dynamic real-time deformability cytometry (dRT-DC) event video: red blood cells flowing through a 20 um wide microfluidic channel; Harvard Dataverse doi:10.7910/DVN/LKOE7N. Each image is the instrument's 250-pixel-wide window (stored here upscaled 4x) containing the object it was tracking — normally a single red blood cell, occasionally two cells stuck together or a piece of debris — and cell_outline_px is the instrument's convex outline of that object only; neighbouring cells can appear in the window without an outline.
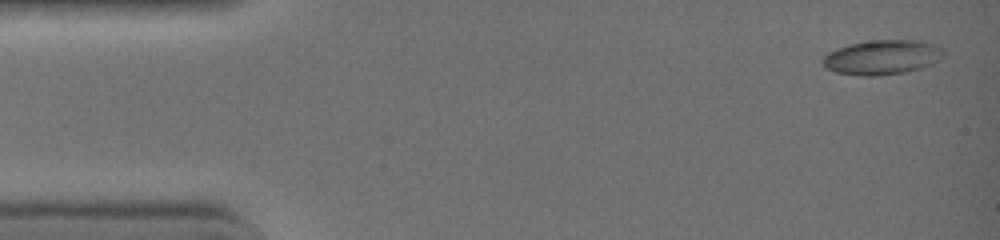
{"species": "common noctule bat (a hibernating species)", "species_latin": "Nyctalus noctula", "temperature_condition": "warm", "stored_images_in_passage": 5, "camera_frame_rate_fps": 3000, "um_per_image_px": 0.085, "animal": {"sex": "female", "body_mass_g": 19.0, "forearm_length_mm": 51.5}, "frame": {"image": 1, "passage_image": 1, "time_ms": 0.0, "image_size_px": [1000, 240], "cell_outline_px": [[944, 52], [932, 64], [920, 68], [904, 72], [872, 76], [864, 76], [836, 72], [824, 68], [820, 60], [828, 52], [836, 48], [852, 44], [872, 40], [920, 40], [932, 44], [940, 48]], "centroid_in_image_um": [74.91, 4.87], "position_along_channel_um": 10.1, "area_um2": 24.1}}
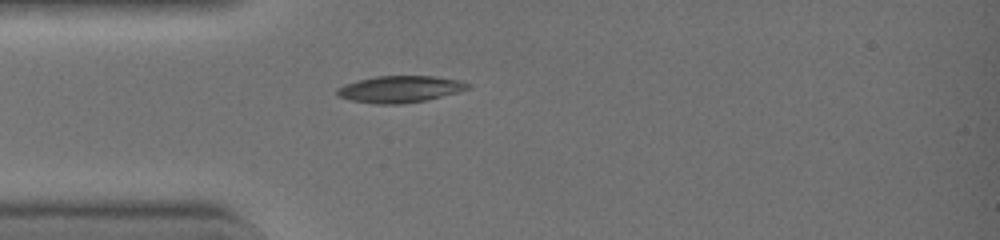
{"frame": {"image": 2, "passage_image": 5, "time_ms": 1.333, "image_size_px": [1000, 240], "cell_outline_px": [[472, 88], [424, 100], [396, 104], [376, 104], [352, 100], [340, 96], [336, 92], [336, 88], [344, 84], [356, 80], [376, 76], [436, 76], [460, 80], [472, 84]], "centroid_in_image_um": [34.0, 7.56], "position_along_channel_um": 51.0, "area_um2": 20.23}}